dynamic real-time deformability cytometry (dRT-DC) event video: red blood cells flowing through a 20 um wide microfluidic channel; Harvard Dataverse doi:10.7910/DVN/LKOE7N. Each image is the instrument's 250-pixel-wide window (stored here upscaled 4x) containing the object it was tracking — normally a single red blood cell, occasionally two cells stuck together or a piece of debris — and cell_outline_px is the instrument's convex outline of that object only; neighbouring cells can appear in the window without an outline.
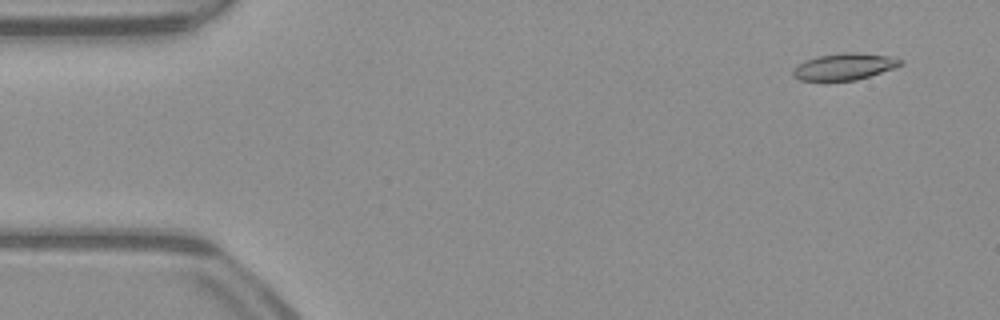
{"species": "common noctule bat (a hibernating species)", "species_latin": "Nyctalus noctula", "temperature_condition": "warm", "stored_images_in_passage": 52, "camera_frame_rate_fps": 3000, "um_per_image_px": 0.085, "animal": {"sex": "male", "body_mass_g": 23.1, "forearm_length_mm": 52.7}, "frame": {"image": 1, "passage_image": 4, "time_ms": 1.0, "image_size_px": [1000, 320], "cell_outline_px": [[904, 64], [856, 80], [800, 80], [792, 76], [792, 68], [804, 60], [816, 56], [840, 52], [856, 52], [892, 56], [904, 60]], "centroid_in_image_um": [71.74, 5.63], "position_along_channel_um": 13.3, "area_um2": 16.82}}
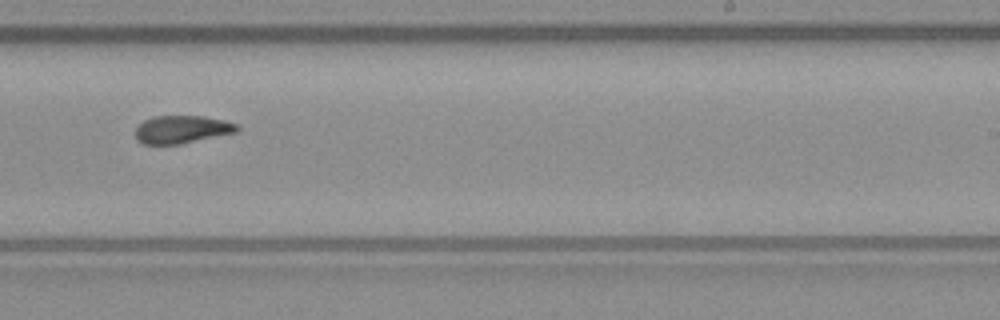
{"frame": {"image": 2, "passage_image": 32, "time_ms": 10.333, "image_size_px": [1000, 320], "cell_outline_px": [[240, 128], [236, 132], [180, 144], [144, 144], [136, 140], [136, 128], [144, 120], [152, 116], [204, 116], [224, 120], [236, 124]], "centroid_in_image_um": [15.44, 10.99], "position_along_channel_um": 273.6, "area_um2": 16.42}}
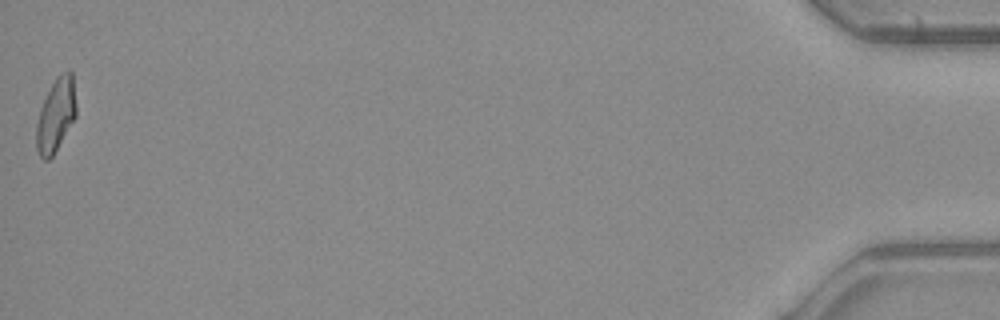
{"frame": {"image": 3, "passage_image": 52, "time_ms": 17.0, "image_size_px": [1000, 320], "cell_outline_px": [[76, 116], [52, 156], [48, 160], [44, 160], [40, 156], [36, 148], [36, 124], [40, 108], [56, 76], [60, 72], [72, 72], [76, 104]], "centroid_in_image_um": [4.74, 9.78], "position_along_channel_um": 430.5, "area_um2": 16.82}, "authors_computed_cell_mechanics": {"area_um2": 17.051, "velocity_mm_per_s": 3.9834, "shape_relaxation_time_tau1_ms": null, "shape_relaxation_time_tau2_ms": 3.1125, "deformation_change_tau1": null, "deformation_change_tau2": 0.0981}}